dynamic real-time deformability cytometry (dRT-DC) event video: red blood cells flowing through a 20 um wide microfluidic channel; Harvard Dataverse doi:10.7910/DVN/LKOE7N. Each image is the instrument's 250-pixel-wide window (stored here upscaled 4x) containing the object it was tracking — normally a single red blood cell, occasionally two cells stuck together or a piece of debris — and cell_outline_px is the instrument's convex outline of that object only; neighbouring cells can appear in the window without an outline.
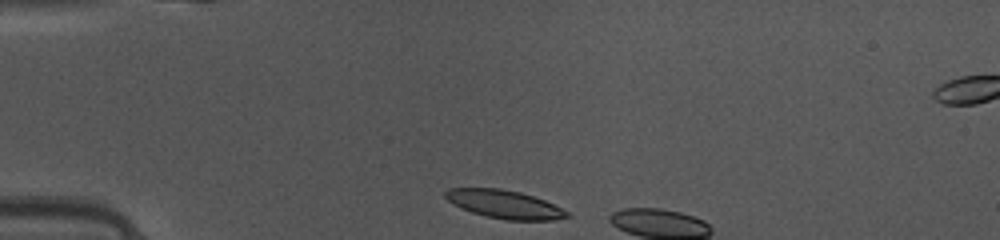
{"species": "common noctule bat (a hibernating species)", "species_latin": "Nyctalus noctula", "temperature_condition": "warm", "stored_images_in_passage": 4, "camera_frame_rate_fps": 3000, "um_per_image_px": 0.085, "animal": {"sex": "female", "body_mass_g": 10.0, "forearm_length_mm": 53.1}, "frame": {"image": 1, "passage_image": 1, "time_ms": 0.0, "image_size_px": [1000, 240], "cell_outline_px": [[572, 216], [556, 220], [508, 220], [484, 216], [460, 208], [452, 204], [444, 196], [444, 192], [448, 188], [500, 188], [520, 192], [544, 200], [568, 212]], "centroid_in_image_um": [42.85, 17.36], "position_along_channel_um": 42.2, "area_um2": 20.06}}